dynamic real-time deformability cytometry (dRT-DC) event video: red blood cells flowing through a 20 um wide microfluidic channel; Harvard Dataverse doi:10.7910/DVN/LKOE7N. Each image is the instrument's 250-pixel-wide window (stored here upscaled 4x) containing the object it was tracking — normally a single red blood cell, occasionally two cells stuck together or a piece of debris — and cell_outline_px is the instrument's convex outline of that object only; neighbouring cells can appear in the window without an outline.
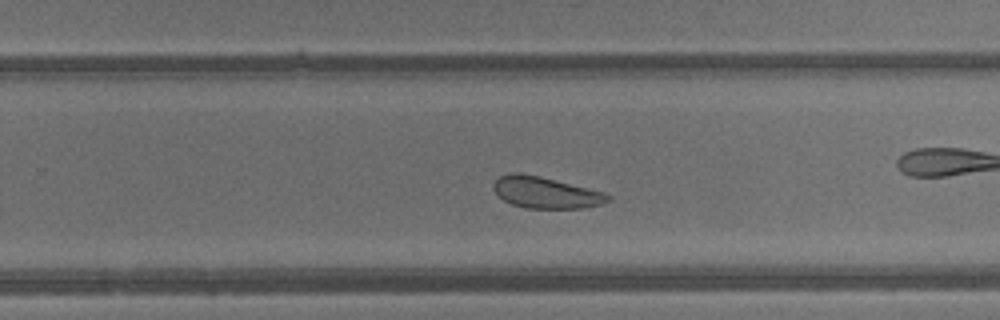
{"species": "common noctule bat (a hibernating species)", "species_latin": "Nyctalus noctula", "temperature_condition": "warm", "stored_images_in_passage": 39, "camera_frame_rate_fps": 3000, "um_per_image_px": 0.085, "animal": {"sex": "male", "body_mass_g": 13.3}, "frame": {"image": 1, "passage_image": 23, "time_ms": 7.333, "image_size_px": [1000, 320], "cell_outline_px": [[612, 196], [604, 204], [580, 208], [524, 208], [512, 204], [504, 200], [492, 188], [492, 184], [500, 176], [508, 172], [520, 172], [540, 176], [604, 192]], "centroid_in_image_um": [46.36, 16.35], "position_along_channel_um": 283.4, "area_um2": 20.98}, "authors_computed_cell_mechanics": {"area_um2": 24.276, "velocity_mm_per_s": 4.8396, "shape_relaxation_time_tau1_ms": 3.239, "shape_relaxation_time_tau2_ms": 2.22, "deformation_change_tau1": 0.0804, "deformation_change_tau2": 0.0974}}